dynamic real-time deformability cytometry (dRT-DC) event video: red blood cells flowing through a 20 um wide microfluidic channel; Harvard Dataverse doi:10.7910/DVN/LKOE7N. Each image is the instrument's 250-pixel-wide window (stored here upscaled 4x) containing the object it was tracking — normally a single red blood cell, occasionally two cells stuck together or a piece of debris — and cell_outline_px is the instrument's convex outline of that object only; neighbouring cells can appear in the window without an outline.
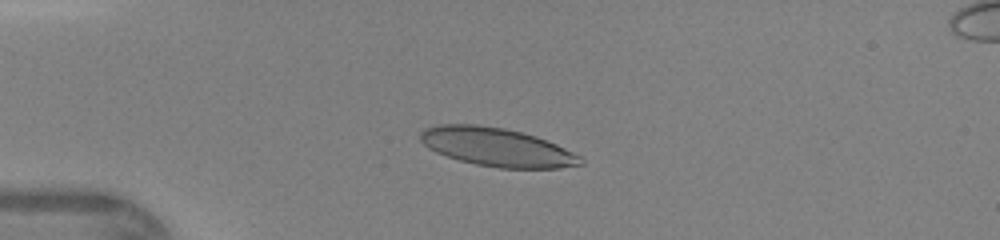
{"species": "human", "species_latin": "Homo sapiens", "temperature_condition": "warm", "stored_images_in_passage": 44, "camera_frame_rate_fps": 3000, "um_per_image_px": 0.085, "donor": {"sex": "female"}, "frame": {"image": 1, "passage_image": 10, "time_ms": 3.0, "image_size_px": [1000, 240], "cell_outline_px": [[584, 164], [560, 168], [500, 168], [476, 164], [460, 160], [436, 152], [428, 148], [420, 140], [420, 132], [424, 128], [440, 124], [476, 124], [504, 128], [524, 132], [536, 136], [556, 144], [580, 156], [584, 160]], "centroid_in_image_um": [42.23, 12.5], "position_along_channel_um": 42.8, "area_um2": 35.89}}
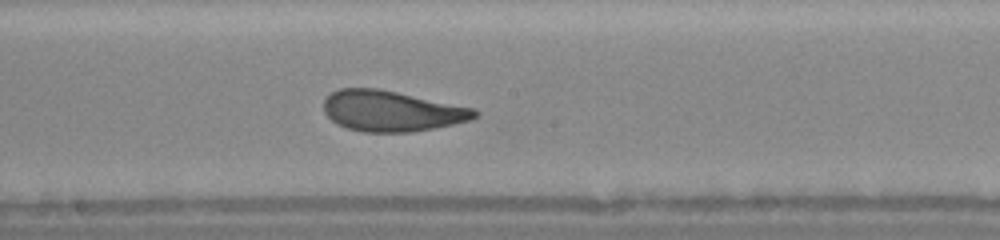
{"frame": {"image": 2, "passage_image": 24, "time_ms": 7.667, "image_size_px": [1000, 240], "cell_outline_px": [[480, 112], [476, 116], [468, 120], [436, 128], [412, 132], [360, 132], [336, 124], [324, 112], [324, 100], [332, 92], [340, 88], [376, 88], [476, 108]], "centroid_in_image_um": [33.28, 9.44], "position_along_channel_um": 214.9, "area_um2": 35.72}}
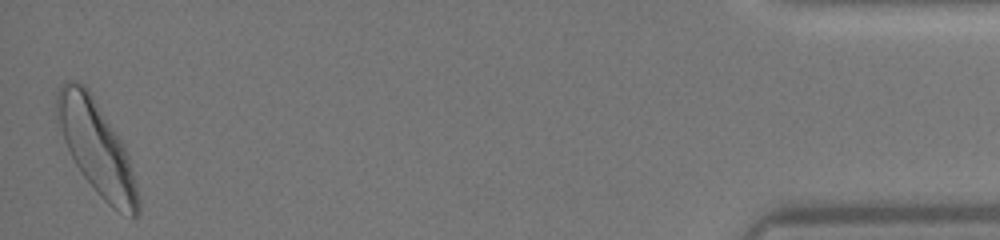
{"frame": {"image": 3, "passage_image": 44, "time_ms": 14.333, "image_size_px": [1000, 240], "cell_outline_px": [[140, 212], [136, 216], [132, 216], [112, 208], [96, 192], [80, 172], [64, 140], [56, 116], [56, 92], [64, 80], [76, 80], [84, 84], [88, 88], [124, 144], [128, 156], [136, 184], [140, 200]], "centroid_in_image_um": [8.2, 12.52], "position_along_channel_um": 427.0, "area_um2": 43.64}}